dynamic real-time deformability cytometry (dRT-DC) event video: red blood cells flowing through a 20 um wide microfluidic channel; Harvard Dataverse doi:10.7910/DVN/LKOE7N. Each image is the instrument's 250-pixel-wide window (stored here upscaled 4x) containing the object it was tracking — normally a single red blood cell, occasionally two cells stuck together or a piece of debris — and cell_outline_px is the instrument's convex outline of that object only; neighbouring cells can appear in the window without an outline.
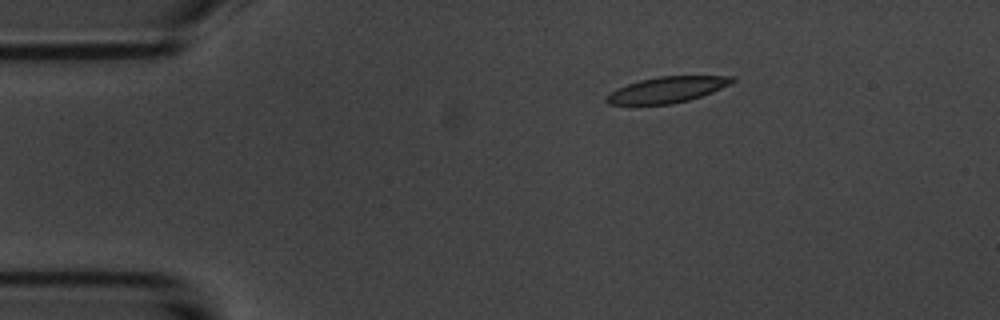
{"species": "common noctule bat (a hibernating species)", "species_latin": "Nyctalus noctula", "temperature_condition": "room temperature", "stored_images_in_passage": 4, "camera_frame_rate_fps": 3000, "um_per_image_px": 0.085, "animal": {"sex": "male", "body_mass_g": 20.1, "forearm_length_mm": 53.5}, "frame": {"image": 1, "passage_image": 1, "time_ms": 0.0, "image_size_px": [1000, 320], "cell_outline_px": [[736, 80], [732, 84], [712, 92], [688, 100], [672, 104], [608, 104], [604, 100], [604, 96], [616, 88], [640, 80], [660, 76], [736, 76]], "centroid_in_image_um": [56.71, 7.62], "position_along_channel_um": 28.3, "area_um2": 19.02}}
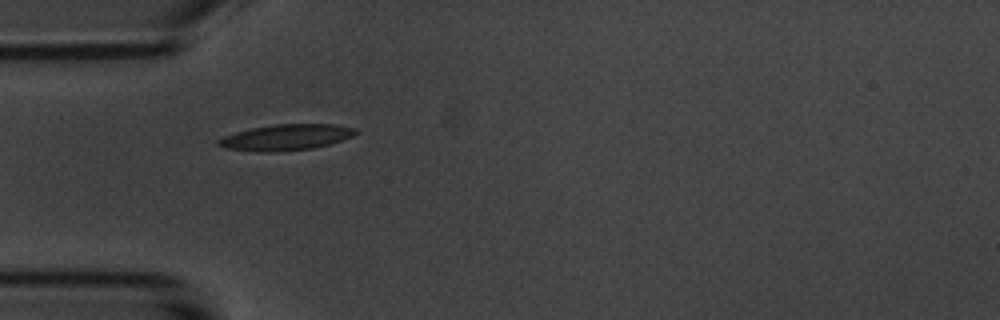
{"frame": {"image": 2, "passage_image": 3, "time_ms": 2.333, "image_size_px": [1000, 320], "cell_outline_px": [[360, 132], [352, 136], [328, 144], [312, 148], [272, 152], [260, 152], [224, 148], [216, 144], [216, 140], [224, 136], [236, 132], [252, 128], [276, 124], [336, 124], [356, 128]], "centroid_in_image_um": [24.3, 11.67], "position_along_channel_um": 60.7, "area_um2": 20.69}}